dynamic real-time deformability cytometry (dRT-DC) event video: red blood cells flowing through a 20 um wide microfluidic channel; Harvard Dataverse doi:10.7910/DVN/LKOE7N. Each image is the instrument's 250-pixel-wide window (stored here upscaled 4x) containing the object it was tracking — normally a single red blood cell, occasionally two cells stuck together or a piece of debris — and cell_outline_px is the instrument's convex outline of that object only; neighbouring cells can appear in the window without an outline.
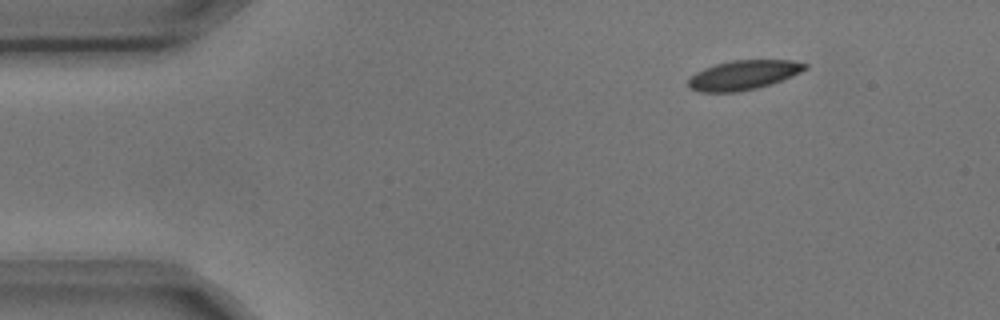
{"species": "common noctule bat (a hibernating species)", "species_latin": "Nyctalus noctula", "temperature_condition": "cold", "stored_images_in_passage": 3, "camera_frame_rate_fps": 3000, "um_per_image_px": 0.085, "animal": {"sex": "male", "body_mass_g": 17.9, "forearm_length_mm": 54.2}, "frame": {"image": 1, "passage_image": 1, "time_ms": 0.0, "image_size_px": [1000, 320], "cell_outline_px": [[808, 68], [792, 76], [772, 84], [756, 88], [736, 92], [700, 92], [688, 88], [688, 80], [696, 72], [704, 68], [716, 64], [732, 60], [792, 60], [808, 64]], "centroid_in_image_um": [63.19, 6.38], "position_along_channel_um": 21.8, "area_um2": 20.06}}